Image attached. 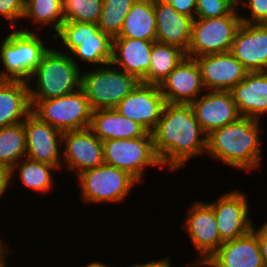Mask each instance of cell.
<instances>
[{
  "label": "cell",
  "instance_id": "36",
  "mask_svg": "<svg viewBox=\"0 0 267 267\" xmlns=\"http://www.w3.org/2000/svg\"><path fill=\"white\" fill-rule=\"evenodd\" d=\"M178 13L195 19L197 0H166Z\"/></svg>",
  "mask_w": 267,
  "mask_h": 267
},
{
  "label": "cell",
  "instance_id": "23",
  "mask_svg": "<svg viewBox=\"0 0 267 267\" xmlns=\"http://www.w3.org/2000/svg\"><path fill=\"white\" fill-rule=\"evenodd\" d=\"M230 92L240 116L260 120L267 112V71L248 72Z\"/></svg>",
  "mask_w": 267,
  "mask_h": 267
},
{
  "label": "cell",
  "instance_id": "11",
  "mask_svg": "<svg viewBox=\"0 0 267 267\" xmlns=\"http://www.w3.org/2000/svg\"><path fill=\"white\" fill-rule=\"evenodd\" d=\"M183 225L201 256L196 264H205L224 243L219 236L213 207L206 202L193 203Z\"/></svg>",
  "mask_w": 267,
  "mask_h": 267
},
{
  "label": "cell",
  "instance_id": "29",
  "mask_svg": "<svg viewBox=\"0 0 267 267\" xmlns=\"http://www.w3.org/2000/svg\"><path fill=\"white\" fill-rule=\"evenodd\" d=\"M23 160L11 168L12 177L15 174V170L18 169V173L20 174L19 178L28 188L42 193L51 190L54 181L52 180L51 170H56L57 168L44 162L31 160L27 157L23 158Z\"/></svg>",
  "mask_w": 267,
  "mask_h": 267
},
{
  "label": "cell",
  "instance_id": "30",
  "mask_svg": "<svg viewBox=\"0 0 267 267\" xmlns=\"http://www.w3.org/2000/svg\"><path fill=\"white\" fill-rule=\"evenodd\" d=\"M23 18L32 19L40 27L49 24L57 33L65 21L63 0H26Z\"/></svg>",
  "mask_w": 267,
  "mask_h": 267
},
{
  "label": "cell",
  "instance_id": "18",
  "mask_svg": "<svg viewBox=\"0 0 267 267\" xmlns=\"http://www.w3.org/2000/svg\"><path fill=\"white\" fill-rule=\"evenodd\" d=\"M230 52L248 72L267 71V28L263 24L242 23Z\"/></svg>",
  "mask_w": 267,
  "mask_h": 267
},
{
  "label": "cell",
  "instance_id": "9",
  "mask_svg": "<svg viewBox=\"0 0 267 267\" xmlns=\"http://www.w3.org/2000/svg\"><path fill=\"white\" fill-rule=\"evenodd\" d=\"M104 163L128 172L138 182L142 180L145 166H159L151 132L134 139L102 141Z\"/></svg>",
  "mask_w": 267,
  "mask_h": 267
},
{
  "label": "cell",
  "instance_id": "16",
  "mask_svg": "<svg viewBox=\"0 0 267 267\" xmlns=\"http://www.w3.org/2000/svg\"><path fill=\"white\" fill-rule=\"evenodd\" d=\"M62 143V159L76 175L104 163L102 141L89 128L63 132Z\"/></svg>",
  "mask_w": 267,
  "mask_h": 267
},
{
  "label": "cell",
  "instance_id": "1",
  "mask_svg": "<svg viewBox=\"0 0 267 267\" xmlns=\"http://www.w3.org/2000/svg\"><path fill=\"white\" fill-rule=\"evenodd\" d=\"M154 150L161 165L179 169L188 159L206 152L207 134L190 104L165 103L153 129ZM202 135V136H200Z\"/></svg>",
  "mask_w": 267,
  "mask_h": 267
},
{
  "label": "cell",
  "instance_id": "39",
  "mask_svg": "<svg viewBox=\"0 0 267 267\" xmlns=\"http://www.w3.org/2000/svg\"><path fill=\"white\" fill-rule=\"evenodd\" d=\"M149 262V263H148ZM147 263L134 264L130 267H172L168 258L148 261Z\"/></svg>",
  "mask_w": 267,
  "mask_h": 267
},
{
  "label": "cell",
  "instance_id": "4",
  "mask_svg": "<svg viewBox=\"0 0 267 267\" xmlns=\"http://www.w3.org/2000/svg\"><path fill=\"white\" fill-rule=\"evenodd\" d=\"M41 37L26 29L14 30L3 40L0 58L4 71L0 80H19L28 82L49 50Z\"/></svg>",
  "mask_w": 267,
  "mask_h": 267
},
{
  "label": "cell",
  "instance_id": "40",
  "mask_svg": "<svg viewBox=\"0 0 267 267\" xmlns=\"http://www.w3.org/2000/svg\"><path fill=\"white\" fill-rule=\"evenodd\" d=\"M7 245L5 246V248L3 247L1 250H0V267H6L7 264H6V261L4 259L5 255L7 254Z\"/></svg>",
  "mask_w": 267,
  "mask_h": 267
},
{
  "label": "cell",
  "instance_id": "21",
  "mask_svg": "<svg viewBox=\"0 0 267 267\" xmlns=\"http://www.w3.org/2000/svg\"><path fill=\"white\" fill-rule=\"evenodd\" d=\"M156 41L188 51L193 18L178 13L166 1L154 2Z\"/></svg>",
  "mask_w": 267,
  "mask_h": 267
},
{
  "label": "cell",
  "instance_id": "7",
  "mask_svg": "<svg viewBox=\"0 0 267 267\" xmlns=\"http://www.w3.org/2000/svg\"><path fill=\"white\" fill-rule=\"evenodd\" d=\"M30 102L35 116L62 132L90 126L93 110L81 88L65 96Z\"/></svg>",
  "mask_w": 267,
  "mask_h": 267
},
{
  "label": "cell",
  "instance_id": "45",
  "mask_svg": "<svg viewBox=\"0 0 267 267\" xmlns=\"http://www.w3.org/2000/svg\"><path fill=\"white\" fill-rule=\"evenodd\" d=\"M152 2L166 1V0H151Z\"/></svg>",
  "mask_w": 267,
  "mask_h": 267
},
{
  "label": "cell",
  "instance_id": "15",
  "mask_svg": "<svg viewBox=\"0 0 267 267\" xmlns=\"http://www.w3.org/2000/svg\"><path fill=\"white\" fill-rule=\"evenodd\" d=\"M195 60L200 68L203 86L209 91H231L248 73L230 51L202 55Z\"/></svg>",
  "mask_w": 267,
  "mask_h": 267
},
{
  "label": "cell",
  "instance_id": "10",
  "mask_svg": "<svg viewBox=\"0 0 267 267\" xmlns=\"http://www.w3.org/2000/svg\"><path fill=\"white\" fill-rule=\"evenodd\" d=\"M77 176L81 199L87 203L124 202L132 185L138 182L128 172L105 163Z\"/></svg>",
  "mask_w": 267,
  "mask_h": 267
},
{
  "label": "cell",
  "instance_id": "24",
  "mask_svg": "<svg viewBox=\"0 0 267 267\" xmlns=\"http://www.w3.org/2000/svg\"><path fill=\"white\" fill-rule=\"evenodd\" d=\"M89 129L101 141L134 139L148 132L141 124L124 117L115 108L92 111Z\"/></svg>",
  "mask_w": 267,
  "mask_h": 267
},
{
  "label": "cell",
  "instance_id": "25",
  "mask_svg": "<svg viewBox=\"0 0 267 267\" xmlns=\"http://www.w3.org/2000/svg\"><path fill=\"white\" fill-rule=\"evenodd\" d=\"M31 109L28 82L0 80V128L22 123Z\"/></svg>",
  "mask_w": 267,
  "mask_h": 267
},
{
  "label": "cell",
  "instance_id": "3",
  "mask_svg": "<svg viewBox=\"0 0 267 267\" xmlns=\"http://www.w3.org/2000/svg\"><path fill=\"white\" fill-rule=\"evenodd\" d=\"M76 59L49 48L34 71L36 88L29 83L30 100H46L71 94L81 88V69Z\"/></svg>",
  "mask_w": 267,
  "mask_h": 267
},
{
  "label": "cell",
  "instance_id": "35",
  "mask_svg": "<svg viewBox=\"0 0 267 267\" xmlns=\"http://www.w3.org/2000/svg\"><path fill=\"white\" fill-rule=\"evenodd\" d=\"M23 0H0V15L15 25L16 19L23 18L24 15Z\"/></svg>",
  "mask_w": 267,
  "mask_h": 267
},
{
  "label": "cell",
  "instance_id": "6",
  "mask_svg": "<svg viewBox=\"0 0 267 267\" xmlns=\"http://www.w3.org/2000/svg\"><path fill=\"white\" fill-rule=\"evenodd\" d=\"M110 66L81 74V89L93 111L115 108L140 83L135 76Z\"/></svg>",
  "mask_w": 267,
  "mask_h": 267
},
{
  "label": "cell",
  "instance_id": "12",
  "mask_svg": "<svg viewBox=\"0 0 267 267\" xmlns=\"http://www.w3.org/2000/svg\"><path fill=\"white\" fill-rule=\"evenodd\" d=\"M213 207L220 239L225 242L248 233L253 228L247 196L234 190L219 196Z\"/></svg>",
  "mask_w": 267,
  "mask_h": 267
},
{
  "label": "cell",
  "instance_id": "38",
  "mask_svg": "<svg viewBox=\"0 0 267 267\" xmlns=\"http://www.w3.org/2000/svg\"><path fill=\"white\" fill-rule=\"evenodd\" d=\"M12 178V169L0 163V198L6 192Z\"/></svg>",
  "mask_w": 267,
  "mask_h": 267
},
{
  "label": "cell",
  "instance_id": "27",
  "mask_svg": "<svg viewBox=\"0 0 267 267\" xmlns=\"http://www.w3.org/2000/svg\"><path fill=\"white\" fill-rule=\"evenodd\" d=\"M186 56L181 48L155 41L146 73V84L159 86Z\"/></svg>",
  "mask_w": 267,
  "mask_h": 267
},
{
  "label": "cell",
  "instance_id": "43",
  "mask_svg": "<svg viewBox=\"0 0 267 267\" xmlns=\"http://www.w3.org/2000/svg\"><path fill=\"white\" fill-rule=\"evenodd\" d=\"M2 243H3V242H2L1 239H0V250H1L3 247H5Z\"/></svg>",
  "mask_w": 267,
  "mask_h": 267
},
{
  "label": "cell",
  "instance_id": "5",
  "mask_svg": "<svg viewBox=\"0 0 267 267\" xmlns=\"http://www.w3.org/2000/svg\"><path fill=\"white\" fill-rule=\"evenodd\" d=\"M52 38H61V44L71 51L69 54L73 59L78 56L79 61L102 66L112 61L113 38L104 33L98 24L64 21Z\"/></svg>",
  "mask_w": 267,
  "mask_h": 267
},
{
  "label": "cell",
  "instance_id": "31",
  "mask_svg": "<svg viewBox=\"0 0 267 267\" xmlns=\"http://www.w3.org/2000/svg\"><path fill=\"white\" fill-rule=\"evenodd\" d=\"M136 0H103L98 27L112 38L119 35L124 19Z\"/></svg>",
  "mask_w": 267,
  "mask_h": 267
},
{
  "label": "cell",
  "instance_id": "20",
  "mask_svg": "<svg viewBox=\"0 0 267 267\" xmlns=\"http://www.w3.org/2000/svg\"><path fill=\"white\" fill-rule=\"evenodd\" d=\"M203 265L206 267H264L257 234L252 229L240 237L225 241Z\"/></svg>",
  "mask_w": 267,
  "mask_h": 267
},
{
  "label": "cell",
  "instance_id": "13",
  "mask_svg": "<svg viewBox=\"0 0 267 267\" xmlns=\"http://www.w3.org/2000/svg\"><path fill=\"white\" fill-rule=\"evenodd\" d=\"M26 134V157L55 166L58 170L61 163L60 145L63 132L41 121L32 112L23 121ZM61 156V157H60Z\"/></svg>",
  "mask_w": 267,
  "mask_h": 267
},
{
  "label": "cell",
  "instance_id": "22",
  "mask_svg": "<svg viewBox=\"0 0 267 267\" xmlns=\"http://www.w3.org/2000/svg\"><path fill=\"white\" fill-rule=\"evenodd\" d=\"M154 42L132 38H113L111 66L118 67L119 65L121 70L146 84V73L149 69Z\"/></svg>",
  "mask_w": 267,
  "mask_h": 267
},
{
  "label": "cell",
  "instance_id": "42",
  "mask_svg": "<svg viewBox=\"0 0 267 267\" xmlns=\"http://www.w3.org/2000/svg\"><path fill=\"white\" fill-rule=\"evenodd\" d=\"M196 265V266H195ZM194 266L192 267H205L204 265H201V264H195Z\"/></svg>",
  "mask_w": 267,
  "mask_h": 267
},
{
  "label": "cell",
  "instance_id": "41",
  "mask_svg": "<svg viewBox=\"0 0 267 267\" xmlns=\"http://www.w3.org/2000/svg\"><path fill=\"white\" fill-rule=\"evenodd\" d=\"M86 267H108L107 265L101 263V262H91L89 265H87Z\"/></svg>",
  "mask_w": 267,
  "mask_h": 267
},
{
  "label": "cell",
  "instance_id": "37",
  "mask_svg": "<svg viewBox=\"0 0 267 267\" xmlns=\"http://www.w3.org/2000/svg\"><path fill=\"white\" fill-rule=\"evenodd\" d=\"M252 229L258 237L263 265L267 267V221L259 229H255V226Z\"/></svg>",
  "mask_w": 267,
  "mask_h": 267
},
{
  "label": "cell",
  "instance_id": "33",
  "mask_svg": "<svg viewBox=\"0 0 267 267\" xmlns=\"http://www.w3.org/2000/svg\"><path fill=\"white\" fill-rule=\"evenodd\" d=\"M237 6V0H197L195 18L207 19L230 15Z\"/></svg>",
  "mask_w": 267,
  "mask_h": 267
},
{
  "label": "cell",
  "instance_id": "2",
  "mask_svg": "<svg viewBox=\"0 0 267 267\" xmlns=\"http://www.w3.org/2000/svg\"><path fill=\"white\" fill-rule=\"evenodd\" d=\"M259 120L239 117L235 122L211 131L207 135L206 154L239 170L260 166Z\"/></svg>",
  "mask_w": 267,
  "mask_h": 267
},
{
  "label": "cell",
  "instance_id": "44",
  "mask_svg": "<svg viewBox=\"0 0 267 267\" xmlns=\"http://www.w3.org/2000/svg\"><path fill=\"white\" fill-rule=\"evenodd\" d=\"M263 25L267 28V19L265 20V22L263 23Z\"/></svg>",
  "mask_w": 267,
  "mask_h": 267
},
{
  "label": "cell",
  "instance_id": "19",
  "mask_svg": "<svg viewBox=\"0 0 267 267\" xmlns=\"http://www.w3.org/2000/svg\"><path fill=\"white\" fill-rule=\"evenodd\" d=\"M190 105L207 135L241 117L230 91H208Z\"/></svg>",
  "mask_w": 267,
  "mask_h": 267
},
{
  "label": "cell",
  "instance_id": "14",
  "mask_svg": "<svg viewBox=\"0 0 267 267\" xmlns=\"http://www.w3.org/2000/svg\"><path fill=\"white\" fill-rule=\"evenodd\" d=\"M165 99L158 85L139 83L115 109L152 132L161 117Z\"/></svg>",
  "mask_w": 267,
  "mask_h": 267
},
{
  "label": "cell",
  "instance_id": "8",
  "mask_svg": "<svg viewBox=\"0 0 267 267\" xmlns=\"http://www.w3.org/2000/svg\"><path fill=\"white\" fill-rule=\"evenodd\" d=\"M235 9L230 15L215 18H195L191 40L186 55L196 58L202 55L229 52L237 30L242 24Z\"/></svg>",
  "mask_w": 267,
  "mask_h": 267
},
{
  "label": "cell",
  "instance_id": "34",
  "mask_svg": "<svg viewBox=\"0 0 267 267\" xmlns=\"http://www.w3.org/2000/svg\"><path fill=\"white\" fill-rule=\"evenodd\" d=\"M248 7L250 9V17L241 16L242 23L263 24L267 19V0H237V5Z\"/></svg>",
  "mask_w": 267,
  "mask_h": 267
},
{
  "label": "cell",
  "instance_id": "32",
  "mask_svg": "<svg viewBox=\"0 0 267 267\" xmlns=\"http://www.w3.org/2000/svg\"><path fill=\"white\" fill-rule=\"evenodd\" d=\"M103 0H63L65 21L98 24Z\"/></svg>",
  "mask_w": 267,
  "mask_h": 267
},
{
  "label": "cell",
  "instance_id": "17",
  "mask_svg": "<svg viewBox=\"0 0 267 267\" xmlns=\"http://www.w3.org/2000/svg\"><path fill=\"white\" fill-rule=\"evenodd\" d=\"M165 102L191 104L204 89L195 58L186 56L159 85Z\"/></svg>",
  "mask_w": 267,
  "mask_h": 267
},
{
  "label": "cell",
  "instance_id": "26",
  "mask_svg": "<svg viewBox=\"0 0 267 267\" xmlns=\"http://www.w3.org/2000/svg\"><path fill=\"white\" fill-rule=\"evenodd\" d=\"M114 38L156 41L154 2L151 0H136L124 19L122 30Z\"/></svg>",
  "mask_w": 267,
  "mask_h": 267
},
{
  "label": "cell",
  "instance_id": "28",
  "mask_svg": "<svg viewBox=\"0 0 267 267\" xmlns=\"http://www.w3.org/2000/svg\"><path fill=\"white\" fill-rule=\"evenodd\" d=\"M26 157V134L22 123L0 128V163L12 168Z\"/></svg>",
  "mask_w": 267,
  "mask_h": 267
}]
</instances>
